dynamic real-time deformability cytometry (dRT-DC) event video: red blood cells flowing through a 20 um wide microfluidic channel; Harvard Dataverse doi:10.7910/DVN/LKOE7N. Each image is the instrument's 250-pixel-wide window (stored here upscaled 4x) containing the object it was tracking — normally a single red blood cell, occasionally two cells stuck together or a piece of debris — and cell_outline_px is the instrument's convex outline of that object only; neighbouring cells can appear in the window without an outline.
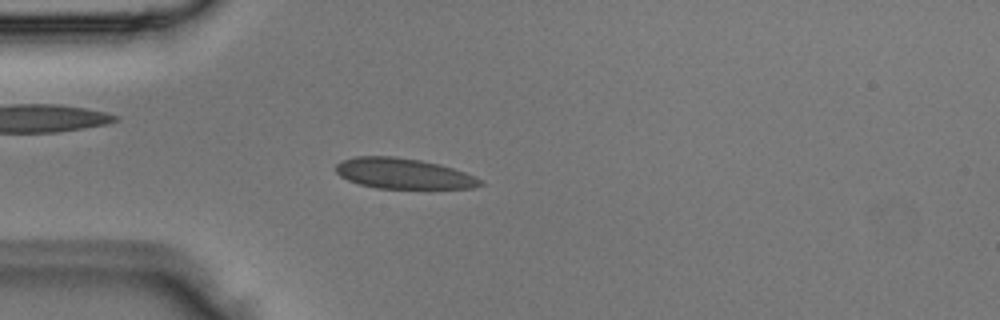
{"species": "Egyptian fruit bat (a non-hibernating species)", "species_latin": "Rousettus aegyptiacus", "temperature_condition": "room temperature", "stored_images_in_passage": 3, "camera_frame_rate_fps": 3000, "um_per_image_px": 0.085, "animal": {"sex": "male"}, "frame": {"image": 1, "passage_image": 3, "time_ms": 0.667, "image_size_px": [1000, 320], "cell_outline_px": [[484, 184], [472, 188], [376, 188], [360, 184], [348, 180], [340, 176], [336, 172], [336, 164], [340, 160], [356, 156], [392, 156], [420, 160], [440, 164], [464, 172], [480, 180]], "centroid_in_image_um": [34.23, 14.74], "position_along_channel_um": 50.8, "area_um2": 25.49}}